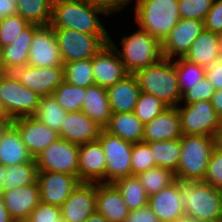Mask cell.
Here are the masks:
<instances>
[{
	"instance_id": "1",
	"label": "cell",
	"mask_w": 222,
	"mask_h": 222,
	"mask_svg": "<svg viewBox=\"0 0 222 222\" xmlns=\"http://www.w3.org/2000/svg\"><path fill=\"white\" fill-rule=\"evenodd\" d=\"M99 14L109 16L104 7L81 0H53L50 26L91 35H109Z\"/></svg>"
},
{
	"instance_id": "2",
	"label": "cell",
	"mask_w": 222,
	"mask_h": 222,
	"mask_svg": "<svg viewBox=\"0 0 222 222\" xmlns=\"http://www.w3.org/2000/svg\"><path fill=\"white\" fill-rule=\"evenodd\" d=\"M185 215L196 222H221L222 190L203 181L179 180Z\"/></svg>"
},
{
	"instance_id": "3",
	"label": "cell",
	"mask_w": 222,
	"mask_h": 222,
	"mask_svg": "<svg viewBox=\"0 0 222 222\" xmlns=\"http://www.w3.org/2000/svg\"><path fill=\"white\" fill-rule=\"evenodd\" d=\"M134 75L141 92L156 96L168 107L181 105L182 94L178 86L175 59L163 57L158 62L137 70Z\"/></svg>"
},
{
	"instance_id": "4",
	"label": "cell",
	"mask_w": 222,
	"mask_h": 222,
	"mask_svg": "<svg viewBox=\"0 0 222 222\" xmlns=\"http://www.w3.org/2000/svg\"><path fill=\"white\" fill-rule=\"evenodd\" d=\"M180 160L175 172L177 180L204 181L211 154L216 147V137L182 135Z\"/></svg>"
},
{
	"instance_id": "5",
	"label": "cell",
	"mask_w": 222,
	"mask_h": 222,
	"mask_svg": "<svg viewBox=\"0 0 222 222\" xmlns=\"http://www.w3.org/2000/svg\"><path fill=\"white\" fill-rule=\"evenodd\" d=\"M134 4L137 27L161 42L181 20L178 0H135Z\"/></svg>"
},
{
	"instance_id": "6",
	"label": "cell",
	"mask_w": 222,
	"mask_h": 222,
	"mask_svg": "<svg viewBox=\"0 0 222 222\" xmlns=\"http://www.w3.org/2000/svg\"><path fill=\"white\" fill-rule=\"evenodd\" d=\"M109 43L115 48L126 71L131 74L163 58L161 41L141 28L122 37L121 50L111 37Z\"/></svg>"
},
{
	"instance_id": "7",
	"label": "cell",
	"mask_w": 222,
	"mask_h": 222,
	"mask_svg": "<svg viewBox=\"0 0 222 222\" xmlns=\"http://www.w3.org/2000/svg\"><path fill=\"white\" fill-rule=\"evenodd\" d=\"M40 97L21 84L12 72L0 74V98L11 120L33 116Z\"/></svg>"
},
{
	"instance_id": "8",
	"label": "cell",
	"mask_w": 222,
	"mask_h": 222,
	"mask_svg": "<svg viewBox=\"0 0 222 222\" xmlns=\"http://www.w3.org/2000/svg\"><path fill=\"white\" fill-rule=\"evenodd\" d=\"M63 63L87 60L110 41V35H91L66 28H53Z\"/></svg>"
},
{
	"instance_id": "9",
	"label": "cell",
	"mask_w": 222,
	"mask_h": 222,
	"mask_svg": "<svg viewBox=\"0 0 222 222\" xmlns=\"http://www.w3.org/2000/svg\"><path fill=\"white\" fill-rule=\"evenodd\" d=\"M183 135L216 137L221 127V117L210 100L177 106Z\"/></svg>"
},
{
	"instance_id": "10",
	"label": "cell",
	"mask_w": 222,
	"mask_h": 222,
	"mask_svg": "<svg viewBox=\"0 0 222 222\" xmlns=\"http://www.w3.org/2000/svg\"><path fill=\"white\" fill-rule=\"evenodd\" d=\"M98 141L106 157V183H113L121 177L131 176L133 143L111 135L104 129L101 130Z\"/></svg>"
},
{
	"instance_id": "11",
	"label": "cell",
	"mask_w": 222,
	"mask_h": 222,
	"mask_svg": "<svg viewBox=\"0 0 222 222\" xmlns=\"http://www.w3.org/2000/svg\"><path fill=\"white\" fill-rule=\"evenodd\" d=\"M38 171H51L78 177L79 145L59 138L35 158Z\"/></svg>"
},
{
	"instance_id": "12",
	"label": "cell",
	"mask_w": 222,
	"mask_h": 222,
	"mask_svg": "<svg viewBox=\"0 0 222 222\" xmlns=\"http://www.w3.org/2000/svg\"><path fill=\"white\" fill-rule=\"evenodd\" d=\"M25 87L40 96H50L64 81L63 66H24L12 72Z\"/></svg>"
},
{
	"instance_id": "13",
	"label": "cell",
	"mask_w": 222,
	"mask_h": 222,
	"mask_svg": "<svg viewBox=\"0 0 222 222\" xmlns=\"http://www.w3.org/2000/svg\"><path fill=\"white\" fill-rule=\"evenodd\" d=\"M11 124L17 129L22 142L34 159L60 138L57 131L47 127L34 116L16 118Z\"/></svg>"
},
{
	"instance_id": "14",
	"label": "cell",
	"mask_w": 222,
	"mask_h": 222,
	"mask_svg": "<svg viewBox=\"0 0 222 222\" xmlns=\"http://www.w3.org/2000/svg\"><path fill=\"white\" fill-rule=\"evenodd\" d=\"M40 201L61 207L79 185L77 176L59 172L39 171L37 179Z\"/></svg>"
},
{
	"instance_id": "15",
	"label": "cell",
	"mask_w": 222,
	"mask_h": 222,
	"mask_svg": "<svg viewBox=\"0 0 222 222\" xmlns=\"http://www.w3.org/2000/svg\"><path fill=\"white\" fill-rule=\"evenodd\" d=\"M28 65L37 67L63 66L56 34L50 25L40 26L34 32Z\"/></svg>"
},
{
	"instance_id": "16",
	"label": "cell",
	"mask_w": 222,
	"mask_h": 222,
	"mask_svg": "<svg viewBox=\"0 0 222 222\" xmlns=\"http://www.w3.org/2000/svg\"><path fill=\"white\" fill-rule=\"evenodd\" d=\"M203 29L204 24L201 20L181 19L161 42L163 57L169 59L184 57Z\"/></svg>"
},
{
	"instance_id": "17",
	"label": "cell",
	"mask_w": 222,
	"mask_h": 222,
	"mask_svg": "<svg viewBox=\"0 0 222 222\" xmlns=\"http://www.w3.org/2000/svg\"><path fill=\"white\" fill-rule=\"evenodd\" d=\"M92 68L95 84L106 89L129 74L110 43L105 44L92 57Z\"/></svg>"
},
{
	"instance_id": "18",
	"label": "cell",
	"mask_w": 222,
	"mask_h": 222,
	"mask_svg": "<svg viewBox=\"0 0 222 222\" xmlns=\"http://www.w3.org/2000/svg\"><path fill=\"white\" fill-rule=\"evenodd\" d=\"M96 183L80 182L61 206L65 222H85L96 212Z\"/></svg>"
},
{
	"instance_id": "19",
	"label": "cell",
	"mask_w": 222,
	"mask_h": 222,
	"mask_svg": "<svg viewBox=\"0 0 222 222\" xmlns=\"http://www.w3.org/2000/svg\"><path fill=\"white\" fill-rule=\"evenodd\" d=\"M78 179L86 183H106V157L98 140L79 145Z\"/></svg>"
},
{
	"instance_id": "20",
	"label": "cell",
	"mask_w": 222,
	"mask_h": 222,
	"mask_svg": "<svg viewBox=\"0 0 222 222\" xmlns=\"http://www.w3.org/2000/svg\"><path fill=\"white\" fill-rule=\"evenodd\" d=\"M103 128L82 111L68 112L59 132L60 138L77 145L97 141Z\"/></svg>"
},
{
	"instance_id": "21",
	"label": "cell",
	"mask_w": 222,
	"mask_h": 222,
	"mask_svg": "<svg viewBox=\"0 0 222 222\" xmlns=\"http://www.w3.org/2000/svg\"><path fill=\"white\" fill-rule=\"evenodd\" d=\"M3 201L10 217L15 222H25L41 202L38 182L3 191Z\"/></svg>"
},
{
	"instance_id": "22",
	"label": "cell",
	"mask_w": 222,
	"mask_h": 222,
	"mask_svg": "<svg viewBox=\"0 0 222 222\" xmlns=\"http://www.w3.org/2000/svg\"><path fill=\"white\" fill-rule=\"evenodd\" d=\"M148 205L160 222H173L185 215L182 207L179 180L149 196Z\"/></svg>"
},
{
	"instance_id": "23",
	"label": "cell",
	"mask_w": 222,
	"mask_h": 222,
	"mask_svg": "<svg viewBox=\"0 0 222 222\" xmlns=\"http://www.w3.org/2000/svg\"><path fill=\"white\" fill-rule=\"evenodd\" d=\"M96 213L108 222H125L129 209L113 183H96Z\"/></svg>"
},
{
	"instance_id": "24",
	"label": "cell",
	"mask_w": 222,
	"mask_h": 222,
	"mask_svg": "<svg viewBox=\"0 0 222 222\" xmlns=\"http://www.w3.org/2000/svg\"><path fill=\"white\" fill-rule=\"evenodd\" d=\"M177 107H167L162 113L144 124L143 142L167 141L181 138Z\"/></svg>"
},
{
	"instance_id": "25",
	"label": "cell",
	"mask_w": 222,
	"mask_h": 222,
	"mask_svg": "<svg viewBox=\"0 0 222 222\" xmlns=\"http://www.w3.org/2000/svg\"><path fill=\"white\" fill-rule=\"evenodd\" d=\"M39 25L29 24L20 33L12 44L1 48L3 72H13L17 68L28 65L29 50L34 32Z\"/></svg>"
},
{
	"instance_id": "26",
	"label": "cell",
	"mask_w": 222,
	"mask_h": 222,
	"mask_svg": "<svg viewBox=\"0 0 222 222\" xmlns=\"http://www.w3.org/2000/svg\"><path fill=\"white\" fill-rule=\"evenodd\" d=\"M141 89L134 74H127L123 79L107 88L112 113H132L140 96Z\"/></svg>"
},
{
	"instance_id": "27",
	"label": "cell",
	"mask_w": 222,
	"mask_h": 222,
	"mask_svg": "<svg viewBox=\"0 0 222 222\" xmlns=\"http://www.w3.org/2000/svg\"><path fill=\"white\" fill-rule=\"evenodd\" d=\"M33 160L17 129L12 124H7L0 132V164L8 167Z\"/></svg>"
},
{
	"instance_id": "28",
	"label": "cell",
	"mask_w": 222,
	"mask_h": 222,
	"mask_svg": "<svg viewBox=\"0 0 222 222\" xmlns=\"http://www.w3.org/2000/svg\"><path fill=\"white\" fill-rule=\"evenodd\" d=\"M222 57L219 34L203 29L184 55L188 62L207 67Z\"/></svg>"
},
{
	"instance_id": "29",
	"label": "cell",
	"mask_w": 222,
	"mask_h": 222,
	"mask_svg": "<svg viewBox=\"0 0 222 222\" xmlns=\"http://www.w3.org/2000/svg\"><path fill=\"white\" fill-rule=\"evenodd\" d=\"M81 111L104 128L112 115L107 89L96 84L88 86Z\"/></svg>"
},
{
	"instance_id": "30",
	"label": "cell",
	"mask_w": 222,
	"mask_h": 222,
	"mask_svg": "<svg viewBox=\"0 0 222 222\" xmlns=\"http://www.w3.org/2000/svg\"><path fill=\"white\" fill-rule=\"evenodd\" d=\"M103 129L131 143L143 142L144 124L134 112L112 113L109 123Z\"/></svg>"
},
{
	"instance_id": "31",
	"label": "cell",
	"mask_w": 222,
	"mask_h": 222,
	"mask_svg": "<svg viewBox=\"0 0 222 222\" xmlns=\"http://www.w3.org/2000/svg\"><path fill=\"white\" fill-rule=\"evenodd\" d=\"M129 209L134 211L148 205L149 196L137 175L121 177L113 182Z\"/></svg>"
},
{
	"instance_id": "32",
	"label": "cell",
	"mask_w": 222,
	"mask_h": 222,
	"mask_svg": "<svg viewBox=\"0 0 222 222\" xmlns=\"http://www.w3.org/2000/svg\"><path fill=\"white\" fill-rule=\"evenodd\" d=\"M53 0H17V14L29 24L47 26L52 16Z\"/></svg>"
},
{
	"instance_id": "33",
	"label": "cell",
	"mask_w": 222,
	"mask_h": 222,
	"mask_svg": "<svg viewBox=\"0 0 222 222\" xmlns=\"http://www.w3.org/2000/svg\"><path fill=\"white\" fill-rule=\"evenodd\" d=\"M153 152L156 166L168 168L174 173L180 160L181 141L180 138L167 141L145 142Z\"/></svg>"
},
{
	"instance_id": "34",
	"label": "cell",
	"mask_w": 222,
	"mask_h": 222,
	"mask_svg": "<svg viewBox=\"0 0 222 222\" xmlns=\"http://www.w3.org/2000/svg\"><path fill=\"white\" fill-rule=\"evenodd\" d=\"M38 167L35 159L32 162L5 167V179L2 191L28 186L37 182Z\"/></svg>"
},
{
	"instance_id": "35",
	"label": "cell",
	"mask_w": 222,
	"mask_h": 222,
	"mask_svg": "<svg viewBox=\"0 0 222 222\" xmlns=\"http://www.w3.org/2000/svg\"><path fill=\"white\" fill-rule=\"evenodd\" d=\"M67 111L58 103L53 95L41 96L36 113L33 115L47 127L58 133L61 130V123L67 115Z\"/></svg>"
},
{
	"instance_id": "36",
	"label": "cell",
	"mask_w": 222,
	"mask_h": 222,
	"mask_svg": "<svg viewBox=\"0 0 222 222\" xmlns=\"http://www.w3.org/2000/svg\"><path fill=\"white\" fill-rule=\"evenodd\" d=\"M64 80L72 85L87 88L94 85L92 58L63 63Z\"/></svg>"
},
{
	"instance_id": "37",
	"label": "cell",
	"mask_w": 222,
	"mask_h": 222,
	"mask_svg": "<svg viewBox=\"0 0 222 222\" xmlns=\"http://www.w3.org/2000/svg\"><path fill=\"white\" fill-rule=\"evenodd\" d=\"M148 196L158 193L175 180V173L163 167H154L137 175Z\"/></svg>"
},
{
	"instance_id": "38",
	"label": "cell",
	"mask_w": 222,
	"mask_h": 222,
	"mask_svg": "<svg viewBox=\"0 0 222 222\" xmlns=\"http://www.w3.org/2000/svg\"><path fill=\"white\" fill-rule=\"evenodd\" d=\"M86 88L72 85L65 80L54 90L53 97L67 112L81 111Z\"/></svg>"
},
{
	"instance_id": "39",
	"label": "cell",
	"mask_w": 222,
	"mask_h": 222,
	"mask_svg": "<svg viewBox=\"0 0 222 222\" xmlns=\"http://www.w3.org/2000/svg\"><path fill=\"white\" fill-rule=\"evenodd\" d=\"M175 67L182 95L205 77V67L188 62L183 57L175 58Z\"/></svg>"
},
{
	"instance_id": "40",
	"label": "cell",
	"mask_w": 222,
	"mask_h": 222,
	"mask_svg": "<svg viewBox=\"0 0 222 222\" xmlns=\"http://www.w3.org/2000/svg\"><path fill=\"white\" fill-rule=\"evenodd\" d=\"M167 107L156 96L141 92L133 112L143 124H146L162 113Z\"/></svg>"
},
{
	"instance_id": "41",
	"label": "cell",
	"mask_w": 222,
	"mask_h": 222,
	"mask_svg": "<svg viewBox=\"0 0 222 222\" xmlns=\"http://www.w3.org/2000/svg\"><path fill=\"white\" fill-rule=\"evenodd\" d=\"M132 175H138L157 167L149 145L145 142L133 143L131 152Z\"/></svg>"
},
{
	"instance_id": "42",
	"label": "cell",
	"mask_w": 222,
	"mask_h": 222,
	"mask_svg": "<svg viewBox=\"0 0 222 222\" xmlns=\"http://www.w3.org/2000/svg\"><path fill=\"white\" fill-rule=\"evenodd\" d=\"M28 25L29 23L18 14L0 19V48L12 44Z\"/></svg>"
},
{
	"instance_id": "43",
	"label": "cell",
	"mask_w": 222,
	"mask_h": 222,
	"mask_svg": "<svg viewBox=\"0 0 222 222\" xmlns=\"http://www.w3.org/2000/svg\"><path fill=\"white\" fill-rule=\"evenodd\" d=\"M213 2L214 0H178L180 18L204 21Z\"/></svg>"
},
{
	"instance_id": "44",
	"label": "cell",
	"mask_w": 222,
	"mask_h": 222,
	"mask_svg": "<svg viewBox=\"0 0 222 222\" xmlns=\"http://www.w3.org/2000/svg\"><path fill=\"white\" fill-rule=\"evenodd\" d=\"M215 91L214 86L204 77L182 95L181 103L182 101V104H190L202 100H211Z\"/></svg>"
},
{
	"instance_id": "45",
	"label": "cell",
	"mask_w": 222,
	"mask_h": 222,
	"mask_svg": "<svg viewBox=\"0 0 222 222\" xmlns=\"http://www.w3.org/2000/svg\"><path fill=\"white\" fill-rule=\"evenodd\" d=\"M203 182L222 190V150L217 146L211 154Z\"/></svg>"
},
{
	"instance_id": "46",
	"label": "cell",
	"mask_w": 222,
	"mask_h": 222,
	"mask_svg": "<svg viewBox=\"0 0 222 222\" xmlns=\"http://www.w3.org/2000/svg\"><path fill=\"white\" fill-rule=\"evenodd\" d=\"M61 219V207L40 202L25 222H59Z\"/></svg>"
},
{
	"instance_id": "47",
	"label": "cell",
	"mask_w": 222,
	"mask_h": 222,
	"mask_svg": "<svg viewBox=\"0 0 222 222\" xmlns=\"http://www.w3.org/2000/svg\"><path fill=\"white\" fill-rule=\"evenodd\" d=\"M203 24L205 30L218 34L222 31V0H214Z\"/></svg>"
},
{
	"instance_id": "48",
	"label": "cell",
	"mask_w": 222,
	"mask_h": 222,
	"mask_svg": "<svg viewBox=\"0 0 222 222\" xmlns=\"http://www.w3.org/2000/svg\"><path fill=\"white\" fill-rule=\"evenodd\" d=\"M205 77L216 91L222 90V57L205 67Z\"/></svg>"
},
{
	"instance_id": "49",
	"label": "cell",
	"mask_w": 222,
	"mask_h": 222,
	"mask_svg": "<svg viewBox=\"0 0 222 222\" xmlns=\"http://www.w3.org/2000/svg\"><path fill=\"white\" fill-rule=\"evenodd\" d=\"M125 222H160L149 205L130 211Z\"/></svg>"
},
{
	"instance_id": "50",
	"label": "cell",
	"mask_w": 222,
	"mask_h": 222,
	"mask_svg": "<svg viewBox=\"0 0 222 222\" xmlns=\"http://www.w3.org/2000/svg\"><path fill=\"white\" fill-rule=\"evenodd\" d=\"M104 7L111 14L122 11L124 7L131 4L127 0H81Z\"/></svg>"
},
{
	"instance_id": "51",
	"label": "cell",
	"mask_w": 222,
	"mask_h": 222,
	"mask_svg": "<svg viewBox=\"0 0 222 222\" xmlns=\"http://www.w3.org/2000/svg\"><path fill=\"white\" fill-rule=\"evenodd\" d=\"M17 11V0H0V19L16 15Z\"/></svg>"
},
{
	"instance_id": "52",
	"label": "cell",
	"mask_w": 222,
	"mask_h": 222,
	"mask_svg": "<svg viewBox=\"0 0 222 222\" xmlns=\"http://www.w3.org/2000/svg\"><path fill=\"white\" fill-rule=\"evenodd\" d=\"M210 101L217 114L222 117V90L215 91Z\"/></svg>"
},
{
	"instance_id": "53",
	"label": "cell",
	"mask_w": 222,
	"mask_h": 222,
	"mask_svg": "<svg viewBox=\"0 0 222 222\" xmlns=\"http://www.w3.org/2000/svg\"><path fill=\"white\" fill-rule=\"evenodd\" d=\"M0 222H15L9 215L3 201V192H0Z\"/></svg>"
},
{
	"instance_id": "54",
	"label": "cell",
	"mask_w": 222,
	"mask_h": 222,
	"mask_svg": "<svg viewBox=\"0 0 222 222\" xmlns=\"http://www.w3.org/2000/svg\"><path fill=\"white\" fill-rule=\"evenodd\" d=\"M0 120H4L7 124H11L12 122L9 115L7 114V111L2 103L1 98H0Z\"/></svg>"
},
{
	"instance_id": "55",
	"label": "cell",
	"mask_w": 222,
	"mask_h": 222,
	"mask_svg": "<svg viewBox=\"0 0 222 222\" xmlns=\"http://www.w3.org/2000/svg\"><path fill=\"white\" fill-rule=\"evenodd\" d=\"M85 222H108V221L103 215L95 212Z\"/></svg>"
},
{
	"instance_id": "56",
	"label": "cell",
	"mask_w": 222,
	"mask_h": 222,
	"mask_svg": "<svg viewBox=\"0 0 222 222\" xmlns=\"http://www.w3.org/2000/svg\"><path fill=\"white\" fill-rule=\"evenodd\" d=\"M4 179H5V166L0 164V192H3L2 188L4 186Z\"/></svg>"
},
{
	"instance_id": "57",
	"label": "cell",
	"mask_w": 222,
	"mask_h": 222,
	"mask_svg": "<svg viewBox=\"0 0 222 222\" xmlns=\"http://www.w3.org/2000/svg\"><path fill=\"white\" fill-rule=\"evenodd\" d=\"M216 146L222 150V131H219L216 136Z\"/></svg>"
},
{
	"instance_id": "58",
	"label": "cell",
	"mask_w": 222,
	"mask_h": 222,
	"mask_svg": "<svg viewBox=\"0 0 222 222\" xmlns=\"http://www.w3.org/2000/svg\"><path fill=\"white\" fill-rule=\"evenodd\" d=\"M173 222H196L194 220H192L189 216L184 215L182 217L177 218L175 221Z\"/></svg>"
},
{
	"instance_id": "59",
	"label": "cell",
	"mask_w": 222,
	"mask_h": 222,
	"mask_svg": "<svg viewBox=\"0 0 222 222\" xmlns=\"http://www.w3.org/2000/svg\"><path fill=\"white\" fill-rule=\"evenodd\" d=\"M6 125L7 123L4 120H0V132Z\"/></svg>"
},
{
	"instance_id": "60",
	"label": "cell",
	"mask_w": 222,
	"mask_h": 222,
	"mask_svg": "<svg viewBox=\"0 0 222 222\" xmlns=\"http://www.w3.org/2000/svg\"><path fill=\"white\" fill-rule=\"evenodd\" d=\"M4 73L3 72V67H2V59H1V48H0V74Z\"/></svg>"
},
{
	"instance_id": "61",
	"label": "cell",
	"mask_w": 222,
	"mask_h": 222,
	"mask_svg": "<svg viewBox=\"0 0 222 222\" xmlns=\"http://www.w3.org/2000/svg\"><path fill=\"white\" fill-rule=\"evenodd\" d=\"M220 49L222 53V31L219 33Z\"/></svg>"
},
{
	"instance_id": "62",
	"label": "cell",
	"mask_w": 222,
	"mask_h": 222,
	"mask_svg": "<svg viewBox=\"0 0 222 222\" xmlns=\"http://www.w3.org/2000/svg\"><path fill=\"white\" fill-rule=\"evenodd\" d=\"M220 131H222V117H221V127H220Z\"/></svg>"
}]
</instances>
